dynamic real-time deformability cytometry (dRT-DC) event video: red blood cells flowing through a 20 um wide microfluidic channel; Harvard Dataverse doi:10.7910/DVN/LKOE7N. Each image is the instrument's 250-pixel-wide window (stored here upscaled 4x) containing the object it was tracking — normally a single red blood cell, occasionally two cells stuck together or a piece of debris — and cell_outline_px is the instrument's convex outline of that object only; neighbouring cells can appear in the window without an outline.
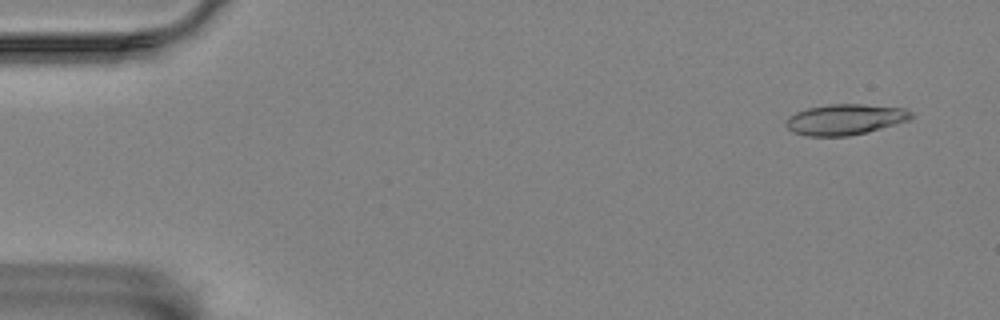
{"species": "Egyptian fruit bat (a non-hibernating species)", "species_latin": "Rousettus aegyptiacus", "temperature_condition": "room temperature", "stored_images_in_passage": 58, "camera_frame_rate_fps": 3000, "um_per_image_px": 0.085, "animal": {"sex": "female"}, "frame": {"image": 1, "passage_image": 4, "time_ms": 1.0, "image_size_px": [1000, 320], "cell_outline_px": [[912, 116], [908, 120], [880, 128], [848, 136], [808, 136], [792, 132], [784, 124], [796, 112], [808, 108], [828, 104], [860, 104], [904, 108], [912, 112]], "centroid_in_image_um": [71.81, 10.15], "position_along_channel_um": 13.2, "area_um2": 22.02}}
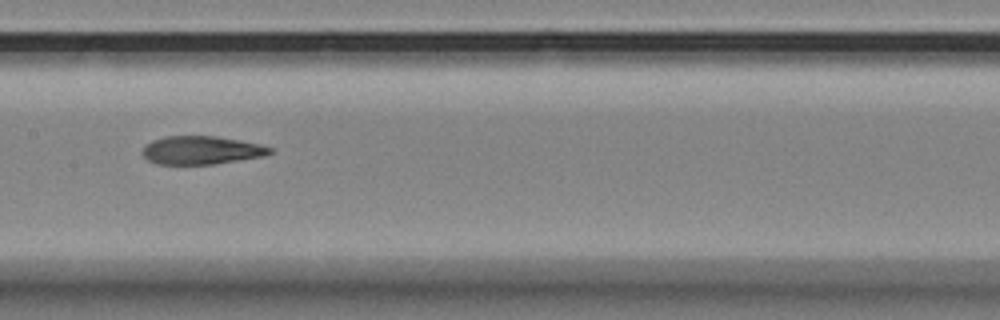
{"frame": {"image": 2, "passage_image": 29, "time_ms": 9.333, "image_size_px": [1000, 320], "cell_outline_px": [[276, 148], [272, 152], [264, 156], [212, 164], [156, 164], [148, 160], [140, 152], [152, 140], [164, 136], [216, 136], [240, 140], [260, 144]], "centroid_in_image_um": [17.13, 12.76], "position_along_channel_um": 190.3, "area_um2": 21.04}}
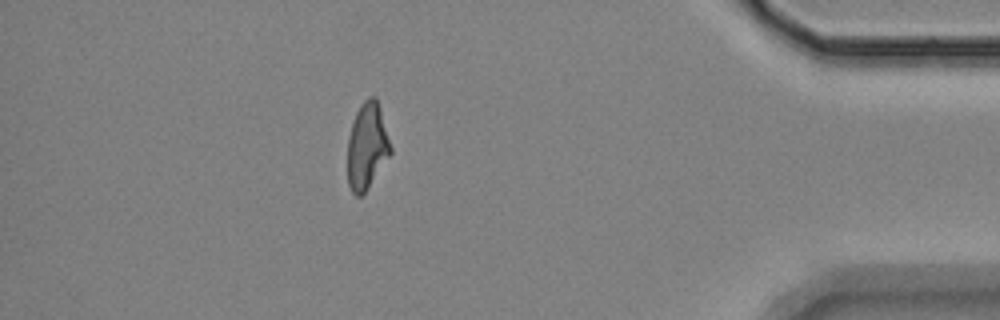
{"frame": {"image": 3, "passage_image": 51, "time_ms": 16.667, "image_size_px": [1000, 320], "cell_outline_px": [[392, 152], [364, 192], [360, 196], [356, 196], [352, 192], [348, 184], [348, 136], [356, 112], [360, 104], [368, 96], [376, 96], [380, 108], [392, 148]], "centroid_in_image_um": [31.19, 12.38], "position_along_channel_um": 404.0, "area_um2": 21.44}, "authors_computed_cell_mechanics": {"area_um2": 22.0507, "velocity_mm_per_s": 3.4836, "shape_relaxation_time_tau1_ms": 7.4663, "shape_relaxation_time_tau2_ms": 3.0054, "deformation_change_tau1": 0.2468, "deformation_change_tau2": 0.1222}}